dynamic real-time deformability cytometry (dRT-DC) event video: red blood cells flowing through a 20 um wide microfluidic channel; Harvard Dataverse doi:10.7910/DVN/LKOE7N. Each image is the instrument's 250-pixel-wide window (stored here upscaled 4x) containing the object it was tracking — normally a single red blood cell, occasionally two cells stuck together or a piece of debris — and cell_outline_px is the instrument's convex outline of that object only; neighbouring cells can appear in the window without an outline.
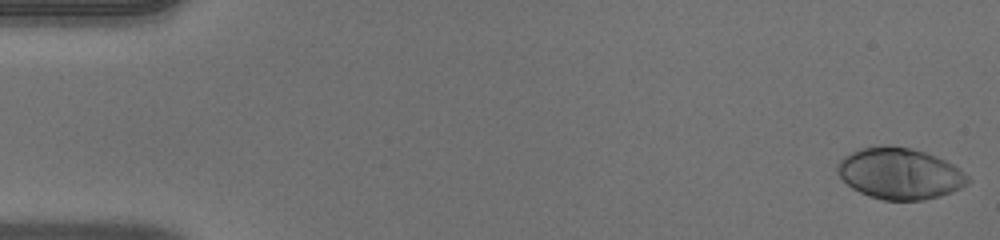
{"species": "human", "species_latin": "Homo sapiens", "temperature_condition": "warm", "stored_images_in_passage": 51, "camera_frame_rate_fps": 3000, "um_per_image_px": 0.085, "donor": {"sex": "male"}, "frame": {"image": 1, "passage_image": 1, "time_ms": 0.0, "image_size_px": [1000, 240], "cell_outline_px": [[972, 180], [968, 184], [952, 192], [940, 196], [924, 200], [884, 200], [868, 196], [852, 188], [836, 172], [836, 168], [840, 160], [844, 156], [860, 148], [884, 144], [912, 148], [936, 156], [952, 164], [968, 176]], "centroid_in_image_um": [76.48, 14.75], "position_along_channel_um": 8.5, "area_um2": 39.02}}
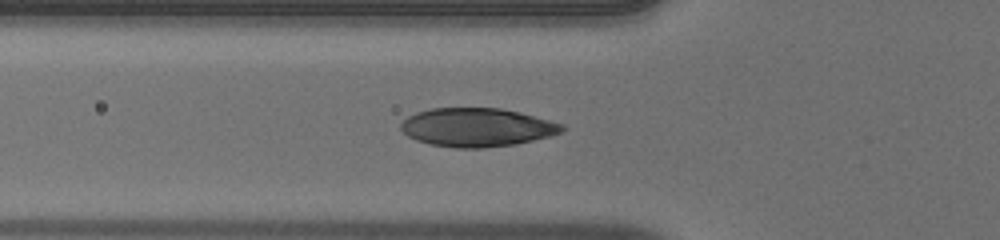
{"frame": {"image": 2, "passage_image": 18, "time_ms": 5.667, "image_size_px": [1000, 240], "cell_outline_px": [[568, 128], [552, 136], [516, 144], [484, 148], [456, 148], [432, 144], [416, 140], [408, 136], [400, 128], [400, 124], [408, 116], [416, 112], [432, 108], [500, 108], [520, 112], [564, 124]], "centroid_in_image_um": [40.57, 10.82], "position_along_channel_um": 85.2, "area_um2": 36.36}}
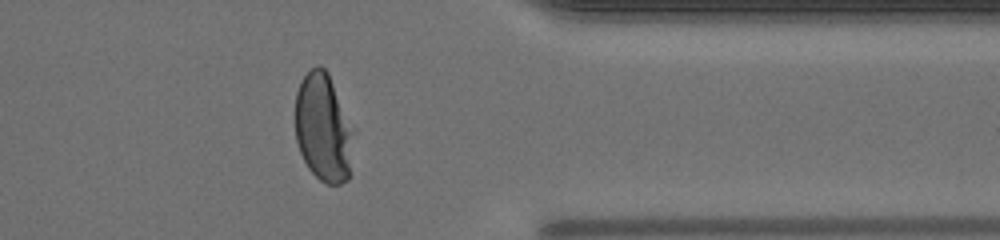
{"frame": {"image": 3, "passage_image": 41, "time_ms": 13.333, "image_size_px": [1000, 240], "cell_outline_px": [[356, 132], [348, 180], [340, 184], [324, 184], [308, 168], [300, 152], [296, 140], [296, 92], [300, 80], [316, 64], [320, 64], [328, 72], [356, 128]], "centroid_in_image_um": [27.53, 10.85], "position_along_channel_um": 383.9, "area_um2": 37.8}, "authors_computed_cell_mechanics": {"area_um2": 37.1654, "velocity_mm_per_s": 4.0295, "shape_relaxation_time_tau1_ms": 3.2775, "shape_relaxation_time_tau2_ms": null, "deformation_change_tau1": 0.2098, "deformation_change_tau2": null}}